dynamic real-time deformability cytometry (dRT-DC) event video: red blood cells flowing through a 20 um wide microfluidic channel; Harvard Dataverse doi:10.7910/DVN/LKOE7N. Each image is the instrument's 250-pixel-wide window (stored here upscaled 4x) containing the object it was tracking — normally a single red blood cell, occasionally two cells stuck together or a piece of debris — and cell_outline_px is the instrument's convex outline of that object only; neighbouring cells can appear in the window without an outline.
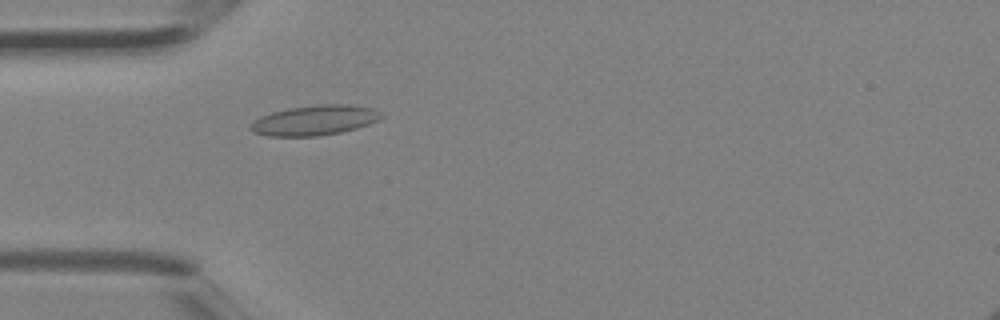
{"species": "Egyptian fruit bat (a non-hibernating species)", "species_latin": "Rousettus aegyptiacus", "temperature_condition": "room temperature", "stored_images_in_passage": 4, "camera_frame_rate_fps": 3000, "um_per_image_px": 0.085, "animal": {"sex": "female"}, "frame": {"image": 1, "passage_image": 4, "time_ms": 1.0, "image_size_px": [1000, 320], "cell_outline_px": [[384, 116], [380, 120], [356, 128], [340, 132], [316, 136], [268, 136], [252, 132], [248, 128], [252, 120], [260, 116], [272, 112], [288, 108], [320, 104], [348, 104], [372, 108], [380, 112]], "centroid_in_image_um": [26.71, 10.22], "position_along_channel_um": 58.3, "area_um2": 23.0}}